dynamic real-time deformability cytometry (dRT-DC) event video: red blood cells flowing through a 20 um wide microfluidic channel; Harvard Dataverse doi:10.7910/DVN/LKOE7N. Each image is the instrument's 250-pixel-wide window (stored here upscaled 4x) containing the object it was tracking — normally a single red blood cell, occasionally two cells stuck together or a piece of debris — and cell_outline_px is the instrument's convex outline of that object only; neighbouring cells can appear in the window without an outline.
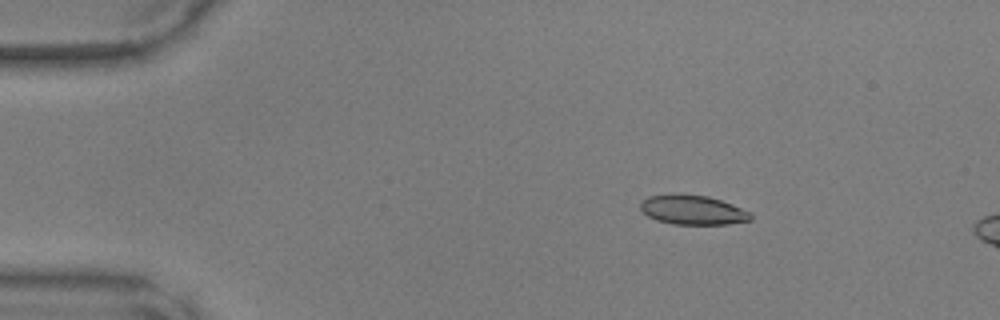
{"species": "common noctule bat (a hibernating species)", "species_latin": "Nyctalus noctula", "temperature_condition": "warm", "stored_images_in_passage": 5, "camera_frame_rate_fps": 3000, "um_per_image_px": 0.085, "animal": {"sex": "male", "body_mass_g": 17.9, "forearm_length_mm": 54.2}, "frame": {"image": 1, "passage_image": 1, "time_ms": 0.0, "image_size_px": [1000, 320], "cell_outline_px": [[752, 220], [728, 224], [672, 224], [656, 220], [648, 216], [640, 208], [640, 200], [648, 196], [708, 196], [732, 204], [748, 212], [752, 216]], "centroid_in_image_um": [58.88, 17.88], "position_along_channel_um": 26.1, "area_um2": 18.32}}